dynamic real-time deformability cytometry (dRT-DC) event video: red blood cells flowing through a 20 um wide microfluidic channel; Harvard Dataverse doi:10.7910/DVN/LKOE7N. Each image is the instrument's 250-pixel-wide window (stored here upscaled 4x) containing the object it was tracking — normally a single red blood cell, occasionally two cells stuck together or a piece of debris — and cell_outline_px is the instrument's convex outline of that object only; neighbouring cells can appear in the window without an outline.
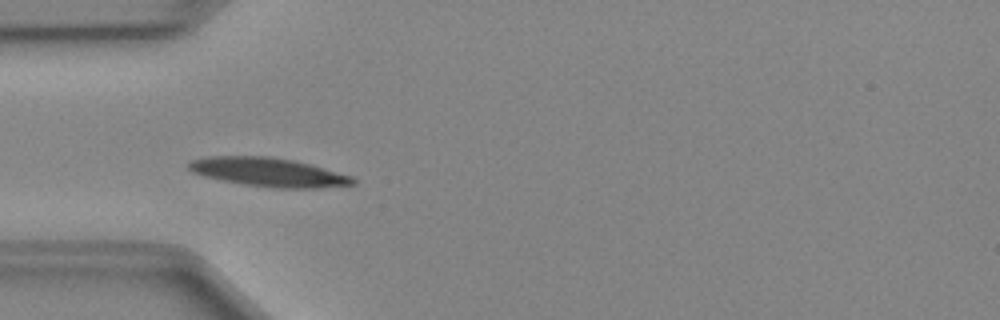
{"species": "Egyptian fruit bat (a non-hibernating species)", "species_latin": "Rousettus aegyptiacus", "temperature_condition": "cold", "stored_images_in_passage": 49, "camera_frame_rate_fps": 3000, "um_per_image_px": 0.085, "animal": {"sex": "female"}, "frame": {"image": 1, "passage_image": 14, "time_ms": 4.333, "image_size_px": [1000, 320], "cell_outline_px": [[356, 184], [320, 188], [272, 188], [244, 184], [204, 176], [192, 172], [184, 164], [188, 160], [204, 156], [268, 156], [292, 160], [308, 164], [352, 176], [356, 180]], "centroid_in_image_um": [22.76, 14.63], "position_along_channel_um": 62.2, "area_um2": 27.63}}
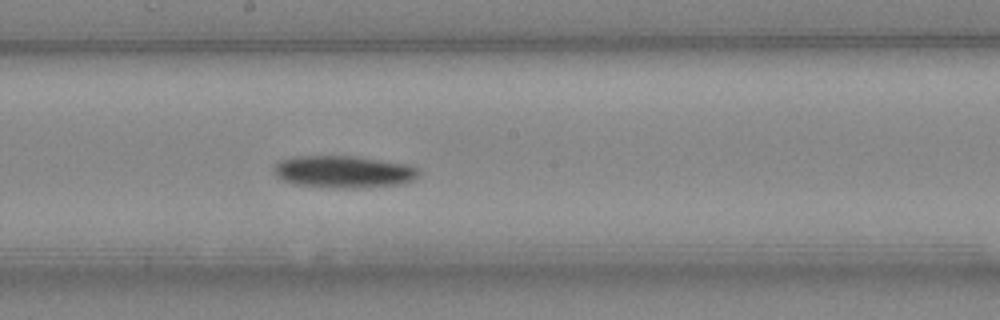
{"frame": {"image": 2, "passage_image": 26, "time_ms": 8.333, "image_size_px": [1000, 320], "cell_outline_px": [[420, 172], [412, 180], [400, 184], [364, 188], [332, 188], [292, 184], [276, 176], [272, 168], [280, 160], [296, 156], [356, 156], [412, 164], [420, 168]], "centroid_in_image_um": [29.23, 14.6], "position_along_channel_um": 219.0, "area_um2": 27.63}}
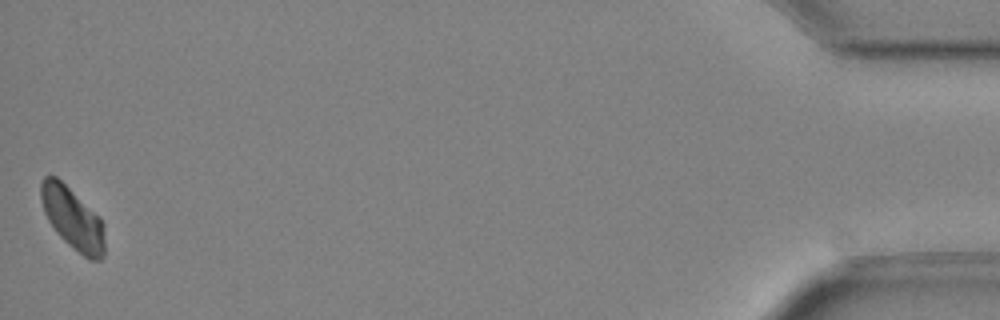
{"frame": {"image": 3, "passage_image": 49, "time_ms": 16.0, "image_size_px": [1000, 320], "cell_outline_px": [[104, 256], [100, 260], [88, 260], [68, 244], [56, 232], [48, 220], [44, 212], [40, 200], [40, 184], [44, 176], [56, 176], [100, 216], [104, 224]], "centroid_in_image_um": [6.18, 18.57], "position_along_channel_um": 429.0, "area_um2": 23.18}, "authors_computed_cell_mechanics": {"area_um2": 25.143, "velocity_mm_per_s": 3.9619, "shape_relaxation_time_tau1_ms": 1.589, "shape_relaxation_time_tau2_ms": null, "deformation_change_tau1": 0.1099, "deformation_change_tau2": null}}